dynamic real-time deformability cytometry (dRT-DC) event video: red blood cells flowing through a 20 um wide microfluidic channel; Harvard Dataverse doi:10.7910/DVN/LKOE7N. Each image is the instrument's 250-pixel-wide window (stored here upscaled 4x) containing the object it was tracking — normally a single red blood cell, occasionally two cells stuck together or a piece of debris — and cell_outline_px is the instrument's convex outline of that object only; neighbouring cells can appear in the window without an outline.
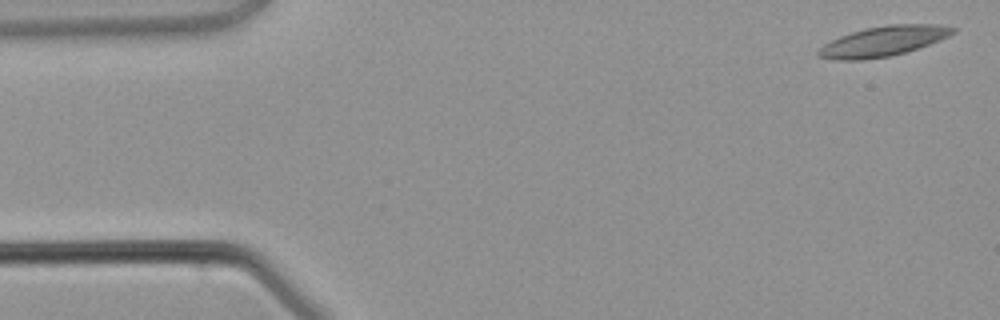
{"species": "common noctule bat (a hibernating species)", "species_latin": "Nyctalus noctula", "temperature_condition": "warm", "stored_images_in_passage": 4, "camera_frame_rate_fps": 3000, "um_per_image_px": 0.085, "animal": {"sex": "male", "body_mass_g": 21.5, "forearm_length_mm": 52.0}, "frame": {"image": 1, "passage_image": 1, "time_ms": 0.0, "image_size_px": [1000, 320], "cell_outline_px": [[956, 32], [940, 40], [904, 52], [888, 56], [864, 60], [832, 60], [816, 56], [816, 52], [824, 44], [840, 36], [852, 32], [868, 28], [888, 24], [940, 24], [956, 28]], "centroid_in_image_um": [75.06, 3.5], "position_along_channel_um": 9.9, "area_um2": 23.41}}